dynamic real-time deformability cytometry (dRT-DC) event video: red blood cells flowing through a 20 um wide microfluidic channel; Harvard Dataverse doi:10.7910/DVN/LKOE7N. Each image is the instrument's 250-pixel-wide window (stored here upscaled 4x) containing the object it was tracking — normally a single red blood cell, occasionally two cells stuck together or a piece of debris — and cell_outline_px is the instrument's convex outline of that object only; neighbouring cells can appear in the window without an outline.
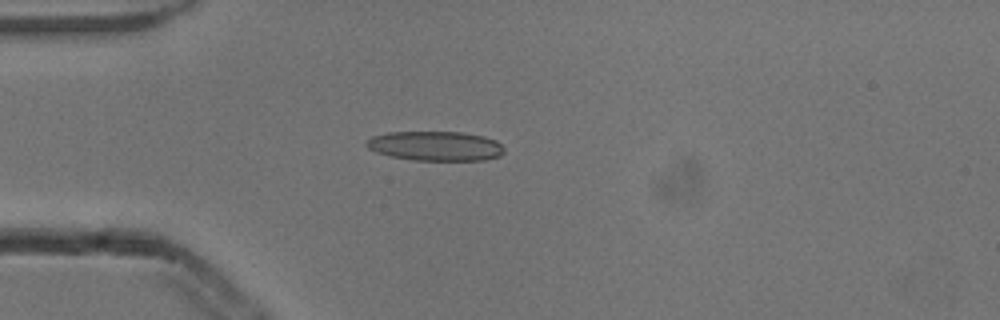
{"species": "common noctule bat (a hibernating species)", "species_latin": "Nyctalus noctula", "temperature_condition": "cold", "stored_images_in_passage": 3, "camera_frame_rate_fps": 3000, "um_per_image_px": 0.085, "animal": {"sex": "male", "body_mass_g": 13.3}, "frame": {"image": 1, "passage_image": 3, "time_ms": 0.667, "image_size_px": [1000, 320], "cell_outline_px": [[504, 152], [500, 156], [484, 160], [412, 160], [392, 156], [376, 152], [368, 148], [364, 144], [364, 140], [372, 136], [388, 132], [460, 132], [484, 136], [496, 140], [504, 148]], "centroid_in_image_um": [36.99, 12.4], "position_along_channel_um": 48.0, "area_um2": 23.81}}